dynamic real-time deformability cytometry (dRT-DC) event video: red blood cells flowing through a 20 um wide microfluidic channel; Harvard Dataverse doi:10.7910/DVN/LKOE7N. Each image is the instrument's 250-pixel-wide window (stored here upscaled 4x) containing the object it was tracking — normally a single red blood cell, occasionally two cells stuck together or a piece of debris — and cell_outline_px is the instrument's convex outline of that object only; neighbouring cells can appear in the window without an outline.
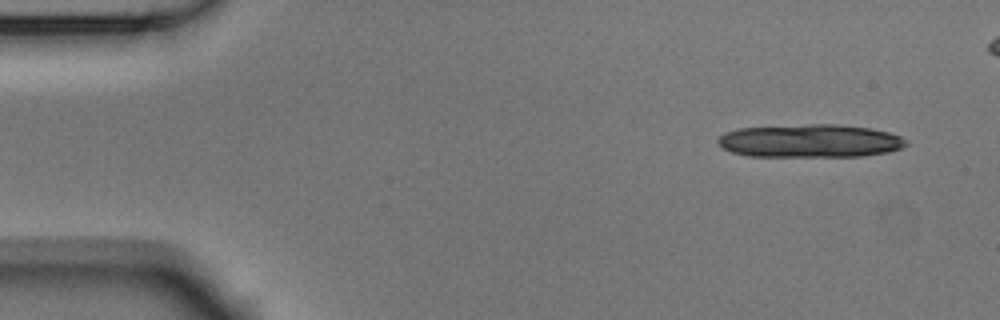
{"species": "Egyptian fruit bat (a non-hibernating species)", "species_latin": "Rousettus aegyptiacus", "temperature_condition": "room temperature", "stored_images_in_passage": 6, "camera_frame_rate_fps": 3000, "um_per_image_px": 0.085, "animal": {"sex": "male"}, "frame": {"image": 1, "passage_image": 1, "time_ms": 0.0, "image_size_px": [1000, 320], "cell_outline_px": [[908, 144], [900, 148], [888, 152], [860, 156], [748, 156], [732, 152], [720, 148], [716, 140], [724, 132], [740, 128], [808, 124], [844, 124], [872, 128], [888, 132], [900, 136], [908, 140]], "centroid_in_image_um": [68.85, 11.97], "position_along_channel_um": 16.2, "area_um2": 36.65}}
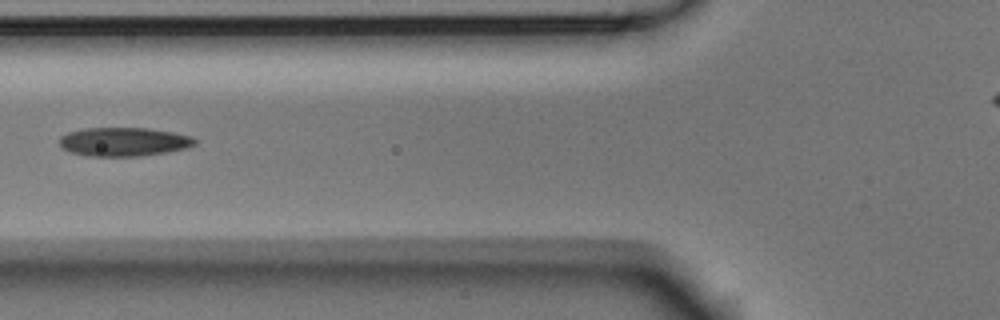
{"frame": {"image": 2, "passage_image": 5, "time_ms": 1.333, "image_size_px": [1000, 320], "cell_outline_px": [[196, 144], [188, 148], [140, 156], [88, 156], [72, 152], [64, 148], [60, 144], [60, 136], [68, 132], [84, 128], [148, 128], [172, 132], [192, 136], [196, 140]], "centroid_in_image_um": [10.54, 12.04], "position_along_channel_um": 115.3, "area_um2": 22.6}}
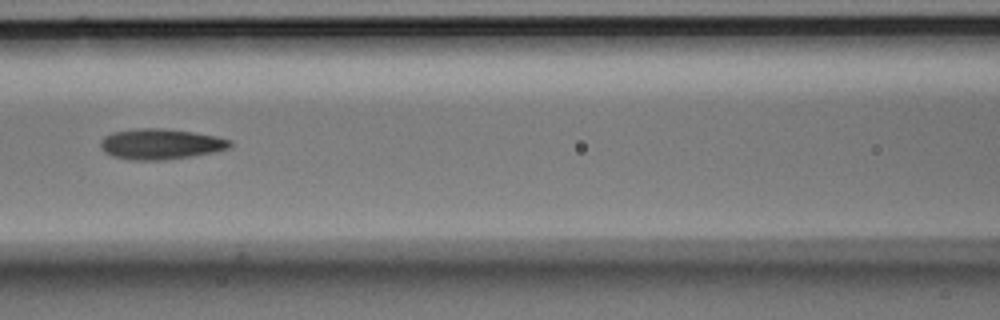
{"frame": {"image": 3, "passage_image": 6, "time_ms": 1.667, "image_size_px": [1000, 320], "cell_outline_px": [[232, 144], [228, 148], [212, 152], [192, 156], [164, 160], [128, 160], [112, 156], [104, 152], [100, 144], [100, 140], [104, 136], [112, 132], [136, 128], [160, 128], [192, 132], [216, 136], [232, 140]], "centroid_in_image_um": [13.61, 12.24], "position_along_channel_um": 153.0, "area_um2": 23.12}}